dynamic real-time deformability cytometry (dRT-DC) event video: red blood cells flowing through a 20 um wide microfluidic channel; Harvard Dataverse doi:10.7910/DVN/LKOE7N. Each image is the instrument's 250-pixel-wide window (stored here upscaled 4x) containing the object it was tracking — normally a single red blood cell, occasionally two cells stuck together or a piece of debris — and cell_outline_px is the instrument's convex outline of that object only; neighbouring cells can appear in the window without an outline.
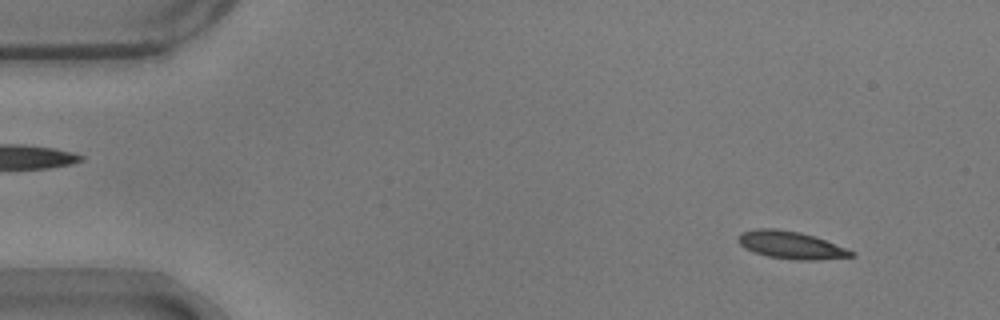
{"species": "common noctule bat (a hibernating species)", "species_latin": "Nyctalus noctula", "temperature_condition": "warm", "stored_images_in_passage": 54, "camera_frame_rate_fps": 3000, "um_per_image_px": 0.085, "animal": {"sex": "male", "body_mass_g": 17.9}, "frame": {"image": 1, "passage_image": 5, "time_ms": 1.333, "image_size_px": [1000, 320], "cell_outline_px": [[856, 256], [816, 260], [796, 260], [768, 256], [744, 248], [736, 240], [736, 236], [740, 232], [756, 228], [776, 228], [800, 232], [816, 236], [856, 252]], "centroid_in_image_um": [67.22, 20.81], "position_along_channel_um": 17.8, "area_um2": 18.38}}
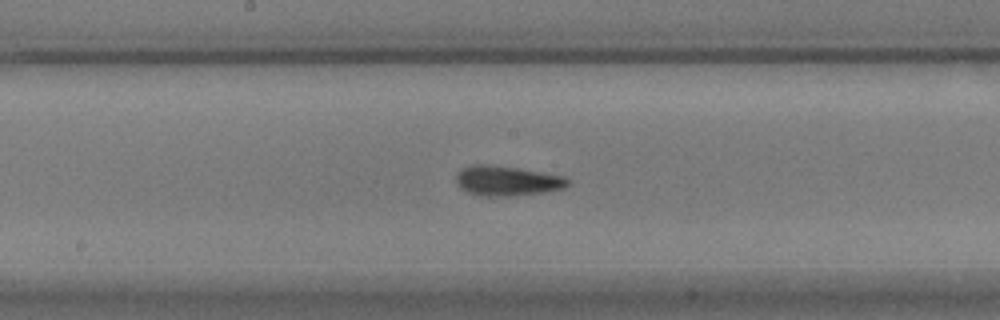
{"frame": {"image": 2, "passage_image": 28, "time_ms": 9.0, "image_size_px": [1000, 320], "cell_outline_px": [[568, 184], [564, 188], [544, 192], [508, 196], [480, 196], [468, 192], [460, 188], [456, 184], [456, 176], [464, 168], [472, 164], [488, 164], [516, 168], [564, 176], [568, 180]], "centroid_in_image_um": [43.07, 15.37], "position_along_channel_um": 205.1, "area_um2": 19.25}}
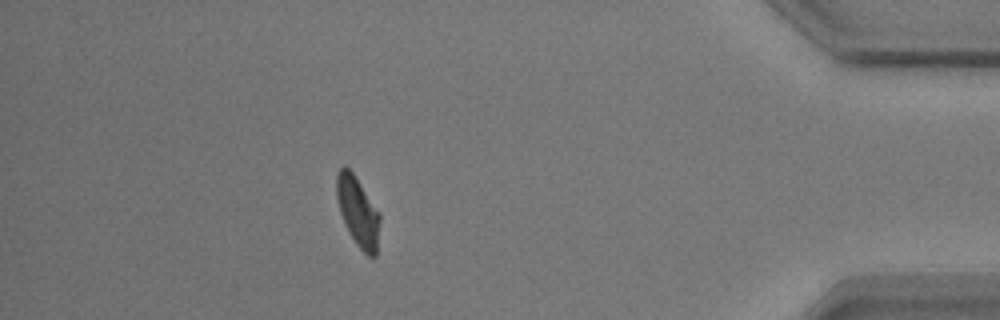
{"frame": {"image": 3, "passage_image": 48, "time_ms": 15.667, "image_size_px": [1000, 320], "cell_outline_px": [[380, 220], [376, 256], [368, 256], [356, 244], [348, 232], [344, 224], [340, 212], [336, 196], [336, 176], [340, 168], [344, 164], [352, 172], [380, 212]], "centroid_in_image_um": [30.41, 17.98], "position_along_channel_um": 404.8, "area_um2": 17.57}, "authors_computed_cell_mechanics": {"area_um2": 18.0625, "velocity_mm_per_s": 3.7029, "shape_relaxation_time_tau1_ms": 4.7086, "shape_relaxation_time_tau2_ms": 2.2784, "deformation_change_tau1": 0.1637, "deformation_change_tau2": 0.0854}}